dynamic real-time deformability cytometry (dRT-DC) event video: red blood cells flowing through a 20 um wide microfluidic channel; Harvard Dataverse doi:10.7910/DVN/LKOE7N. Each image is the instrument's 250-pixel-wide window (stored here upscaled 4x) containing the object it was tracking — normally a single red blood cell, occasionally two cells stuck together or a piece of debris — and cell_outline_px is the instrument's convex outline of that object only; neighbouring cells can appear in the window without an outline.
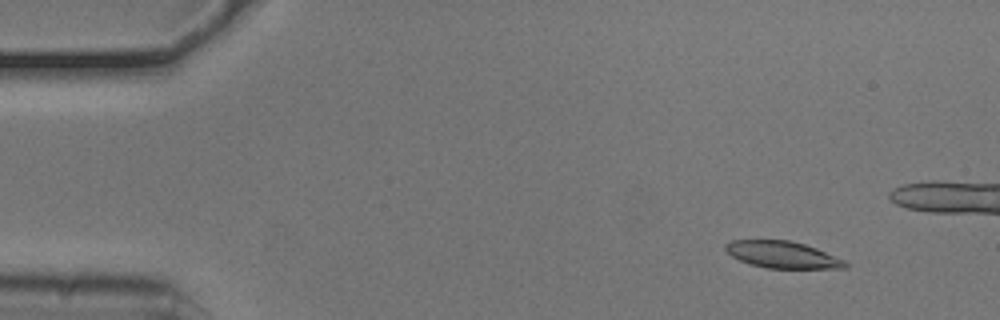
{"species": "common noctule bat (a hibernating species)", "species_latin": "Nyctalus noctula", "temperature_condition": "cold", "stored_images_in_passage": 55, "camera_frame_rate_fps": 3000, "um_per_image_px": 0.085, "animal": {"sex": "male", "body_mass_g": 20.5, "forearm_length_mm": 52.5}, "frame": {"image": 1, "passage_image": 6, "time_ms": 1.667, "image_size_px": [1000, 320], "cell_outline_px": [[848, 268], [768, 268], [752, 264], [740, 260], [732, 256], [724, 248], [724, 244], [732, 240], [788, 240], [804, 244], [816, 248], [844, 260], [848, 264]], "centroid_in_image_um": [66.5, 21.64], "position_along_channel_um": 18.5, "area_um2": 18.5}}
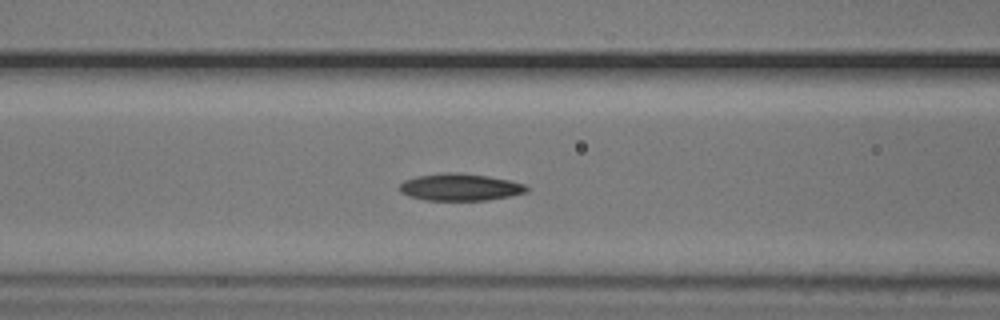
{"frame": {"image": 2, "passage_image": 22, "time_ms": 7.0, "image_size_px": [1000, 320], "cell_outline_px": [[532, 188], [528, 192], [488, 200], [424, 200], [408, 196], [400, 192], [400, 184], [404, 180], [416, 176], [444, 172], [460, 172], [488, 176], [508, 180], [524, 184]], "centroid_in_image_um": [39.11, 15.9], "position_along_channel_um": 127.5, "area_um2": 20.23}}
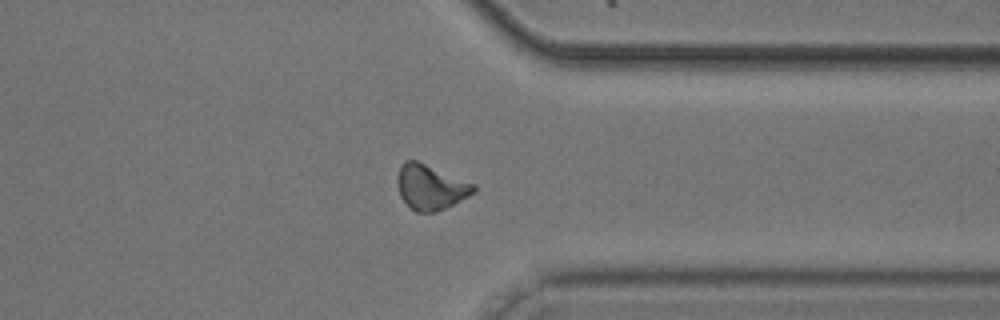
{"frame": {"image": 3, "passage_image": 42, "time_ms": 13.667, "image_size_px": [1000, 320], "cell_outline_px": [[476, 192], [436, 212], [416, 212], [400, 196], [396, 180], [396, 176], [400, 164], [404, 160], [416, 160], [476, 184]], "centroid_in_image_um": [36.58, 15.88], "position_along_channel_um": 374.8, "area_um2": 20.0}, "authors_computed_cell_mechanics": {"area_um2": 19.4786, "velocity_mm_per_s": 3.7574, "shape_relaxation_time_tau1_ms": 3.3914, "shape_relaxation_time_tau2_ms": 3.7822, "deformation_change_tau1": 0.1232, "deformation_change_tau2": 0.1041}}